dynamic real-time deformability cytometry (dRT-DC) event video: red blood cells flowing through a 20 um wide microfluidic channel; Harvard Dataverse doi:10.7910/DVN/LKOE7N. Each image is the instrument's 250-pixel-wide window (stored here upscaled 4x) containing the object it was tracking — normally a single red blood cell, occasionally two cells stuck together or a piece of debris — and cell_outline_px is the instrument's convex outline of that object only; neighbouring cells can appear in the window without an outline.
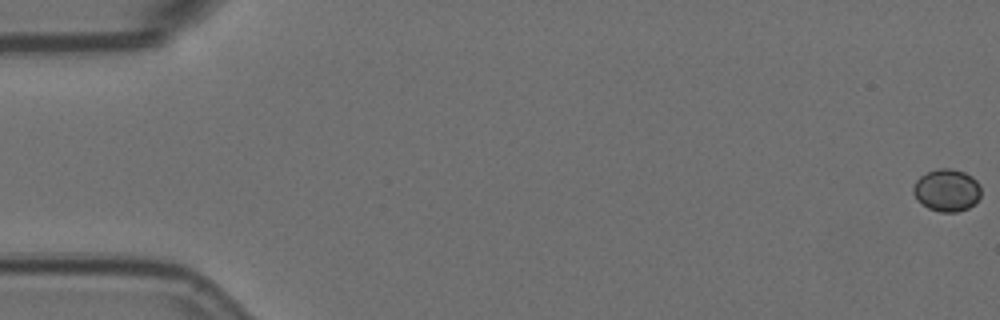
{"species": "Egyptian fruit bat (a non-hibernating species)", "species_latin": "Rousettus aegyptiacus", "temperature_condition": "room temperature", "stored_images_in_passage": 3, "camera_frame_rate_fps": 3000, "um_per_image_px": 0.085, "animal": {"sex": "female"}, "frame": {"image": 1, "passage_image": 1, "time_ms": 0.0, "image_size_px": [1000, 320], "cell_outline_px": [[980, 196], [968, 208], [956, 212], [940, 212], [928, 208], [916, 200], [912, 192], [912, 188], [916, 180], [920, 176], [928, 172], [940, 168], [952, 168], [964, 172], [972, 176], [980, 184]], "centroid_in_image_um": [80.45, 16.16], "position_along_channel_um": 4.5, "area_um2": 16.76}}